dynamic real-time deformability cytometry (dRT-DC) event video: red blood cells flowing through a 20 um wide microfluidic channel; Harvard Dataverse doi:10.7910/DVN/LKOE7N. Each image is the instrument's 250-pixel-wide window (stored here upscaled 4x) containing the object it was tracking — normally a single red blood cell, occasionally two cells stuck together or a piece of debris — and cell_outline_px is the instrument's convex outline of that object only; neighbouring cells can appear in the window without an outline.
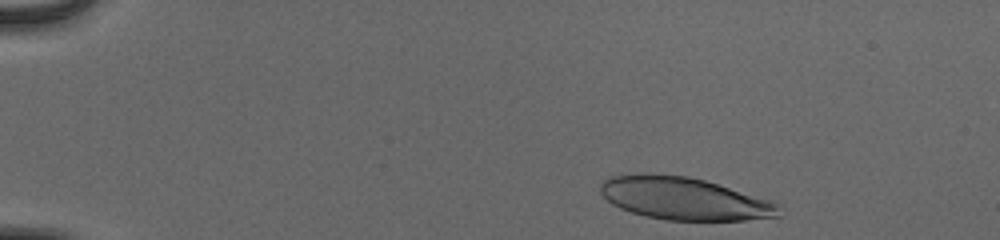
{"species": "human", "species_latin": "Homo sapiens", "temperature_condition": "cold", "stored_images_in_passage": 42, "camera_frame_rate_fps": 3000, "um_per_image_px": 0.085, "donor": {"sex": "male"}, "frame": {"image": 1, "passage_image": 2, "time_ms": 0.333, "image_size_px": [1000, 240], "cell_outline_px": [[780, 216], [744, 220], [668, 220], [644, 216], [620, 208], [612, 204], [600, 192], [600, 184], [608, 176], [644, 172], [688, 176], [704, 180], [776, 200], [780, 204]], "centroid_in_image_um": [58.18, 16.86], "position_along_channel_um": 26.8, "area_um2": 44.91}}
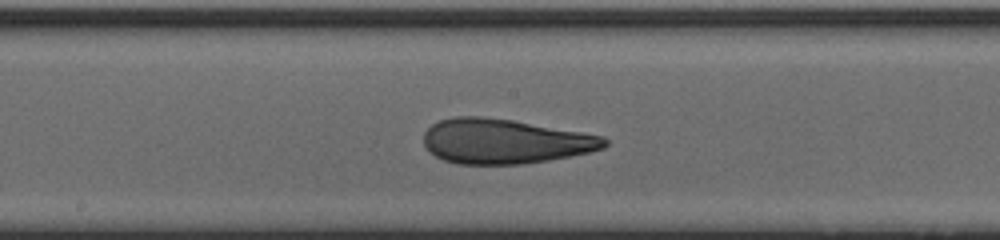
{"frame": {"image": 2, "passage_image": 24, "time_ms": 7.667, "image_size_px": [1000, 240], "cell_outline_px": [[608, 144], [604, 148], [588, 152], [548, 160], [520, 164], [456, 164], [444, 160], [436, 156], [424, 144], [424, 132], [432, 124], [440, 120], [452, 116], [484, 116], [512, 120], [604, 136], [608, 140]], "centroid_in_image_um": [42.89, 12.0], "position_along_channel_um": 205.3, "area_um2": 46.99}}
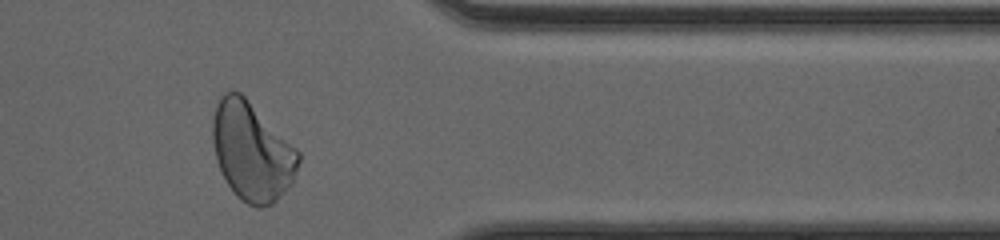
{"frame": {"image": 3, "passage_image": 39, "time_ms": 12.667, "image_size_px": [1000, 240], "cell_outline_px": [[300, 160], [292, 184], [272, 204], [260, 208], [256, 208], [240, 200], [236, 196], [228, 184], [216, 160], [212, 140], [212, 116], [216, 104], [220, 96], [224, 92], [240, 92], [300, 152]], "centroid_in_image_um": [21.4, 12.89], "position_along_channel_um": 390.0, "area_um2": 49.07}, "authors_computed_cell_mechanics": {"area_um2": 46.9336, "velocity_mm_per_s": 3.8994, "shape_relaxation_time_tau1_ms": 5.2455, "shape_relaxation_time_tau2_ms": 1.1937, "deformation_change_tau1": 0.2266, "deformation_change_tau2": 0.0997}}